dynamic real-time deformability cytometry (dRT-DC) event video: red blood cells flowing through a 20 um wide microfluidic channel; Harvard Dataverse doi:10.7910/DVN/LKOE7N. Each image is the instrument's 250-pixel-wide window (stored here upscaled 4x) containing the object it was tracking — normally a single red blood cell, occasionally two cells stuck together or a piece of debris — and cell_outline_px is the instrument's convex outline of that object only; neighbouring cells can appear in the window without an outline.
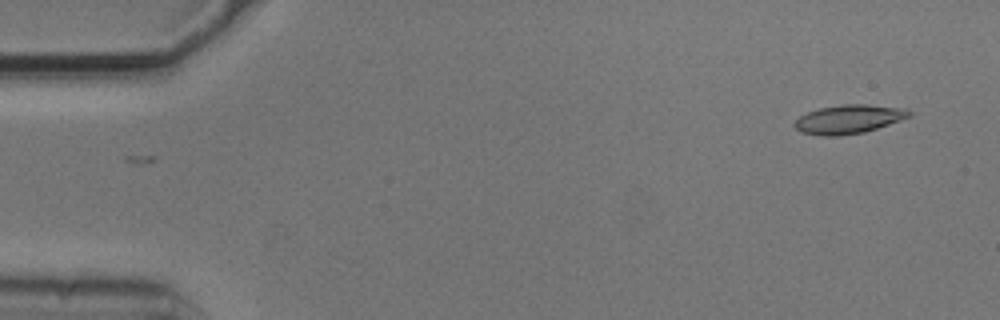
{"species": "common noctule bat (a hibernating species)", "species_latin": "Nyctalus noctula", "temperature_condition": "cold", "stored_images_in_passage": 6, "camera_frame_rate_fps": 3000, "um_per_image_px": 0.085, "animal": {"sex": "male", "body_mass_g": 20.5, "forearm_length_mm": 52.5}, "frame": {"image": 1, "passage_image": 1, "time_ms": 0.0, "image_size_px": [1000, 320], "cell_outline_px": [[912, 116], [864, 132], [840, 136], [824, 136], [800, 132], [792, 124], [800, 116], [808, 112], [820, 108], [844, 104], [868, 104], [908, 108], [912, 112]], "centroid_in_image_um": [72.16, 10.12], "position_along_channel_um": 12.8, "area_um2": 19.31}}
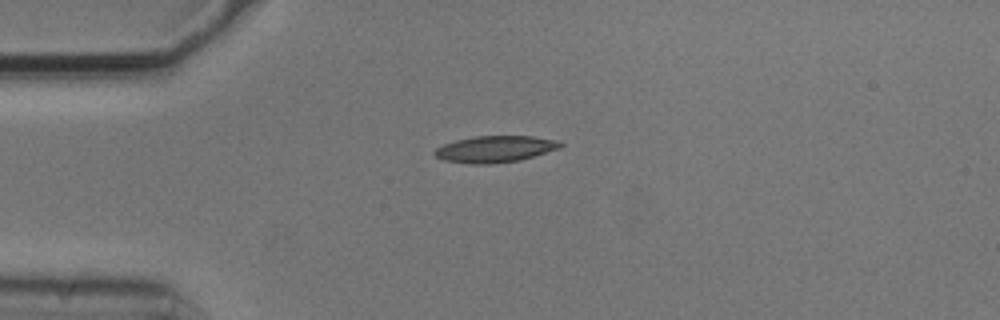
{"frame": {"image": 2, "passage_image": 4, "time_ms": 1.0, "image_size_px": [1000, 320], "cell_outline_px": [[564, 144], [560, 148], [520, 160], [492, 164], [472, 164], [444, 160], [436, 156], [432, 152], [436, 148], [444, 144], [456, 140], [476, 136], [532, 136], [560, 140]], "centroid_in_image_um": [42.1, 12.67], "position_along_channel_um": 42.9, "area_um2": 19.48}}
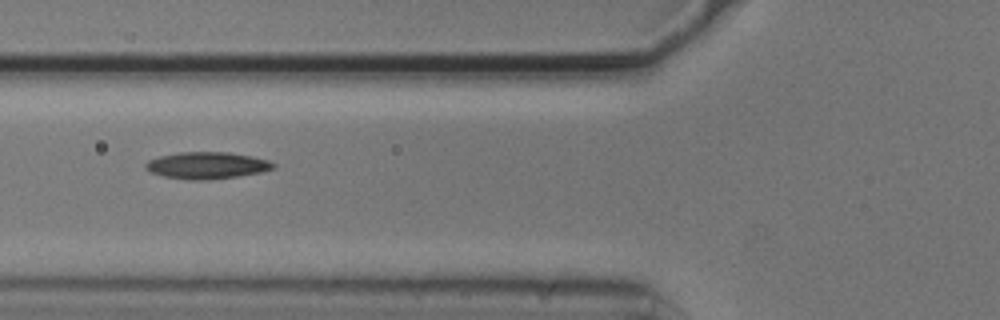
{"frame": {"image": 3, "passage_image": 6, "time_ms": 1.667, "image_size_px": [1000, 320], "cell_outline_px": [[276, 168], [260, 172], [240, 176], [208, 180], [188, 180], [164, 176], [152, 172], [144, 168], [144, 164], [148, 160], [160, 156], [180, 152], [228, 152], [268, 160], [276, 164]], "centroid_in_image_um": [17.58, 14.06], "position_along_channel_um": 108.2, "area_um2": 19.94}}